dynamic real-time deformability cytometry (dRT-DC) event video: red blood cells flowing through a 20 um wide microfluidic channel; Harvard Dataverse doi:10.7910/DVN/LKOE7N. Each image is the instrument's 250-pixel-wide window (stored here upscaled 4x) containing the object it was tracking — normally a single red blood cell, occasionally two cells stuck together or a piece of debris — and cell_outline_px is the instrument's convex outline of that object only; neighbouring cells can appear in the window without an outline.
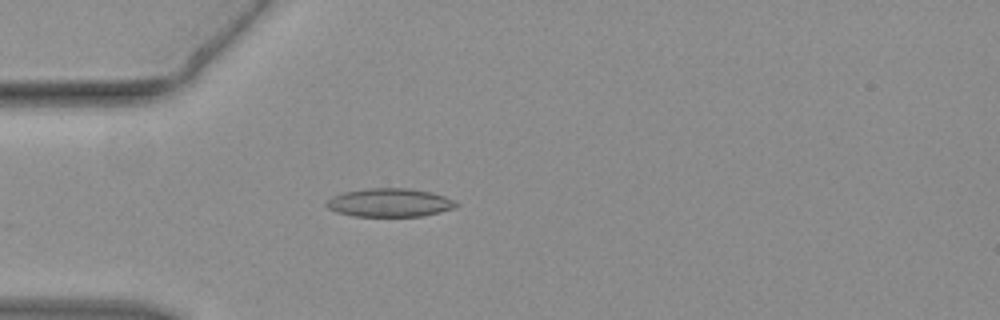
{"species": "common noctule bat (a hibernating species)", "species_latin": "Nyctalus noctula", "temperature_condition": "warm", "stored_images_in_passage": 44, "camera_frame_rate_fps": 3000, "um_per_image_px": 0.085, "animal": {"sex": "female", "body_mass_g": 19.3, "forearm_length_mm": 54.1}, "frame": {"image": 1, "passage_image": 12, "time_ms": 3.667, "image_size_px": [1000, 320], "cell_outline_px": [[460, 204], [452, 208], [440, 212], [424, 216], [352, 216], [336, 212], [328, 208], [324, 204], [332, 196], [344, 192], [368, 188], [408, 188], [432, 192], [444, 196]], "centroid_in_image_um": [33.1, 17.22], "position_along_channel_um": 51.9, "area_um2": 21.5}}
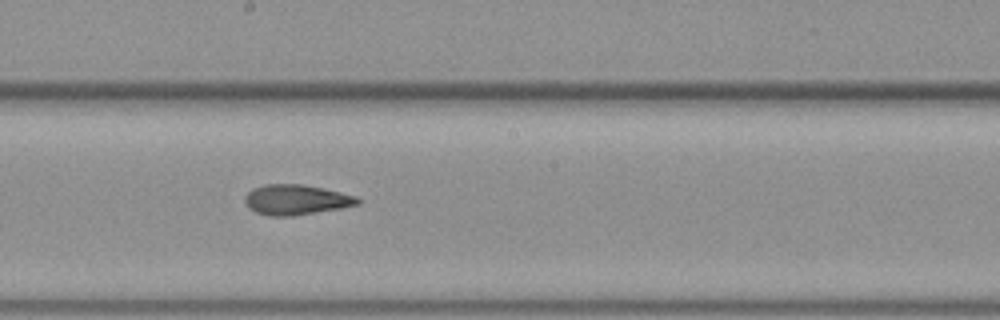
{"frame": {"image": 2, "passage_image": 24, "time_ms": 7.667, "image_size_px": [1000, 320], "cell_outline_px": [[360, 204], [340, 208], [292, 216], [268, 216], [256, 212], [248, 208], [244, 200], [244, 196], [252, 188], [264, 184], [300, 184], [324, 188], [356, 196], [360, 200]], "centroid_in_image_um": [25.13, 16.97], "position_along_channel_um": 223.1, "area_um2": 19.88}}
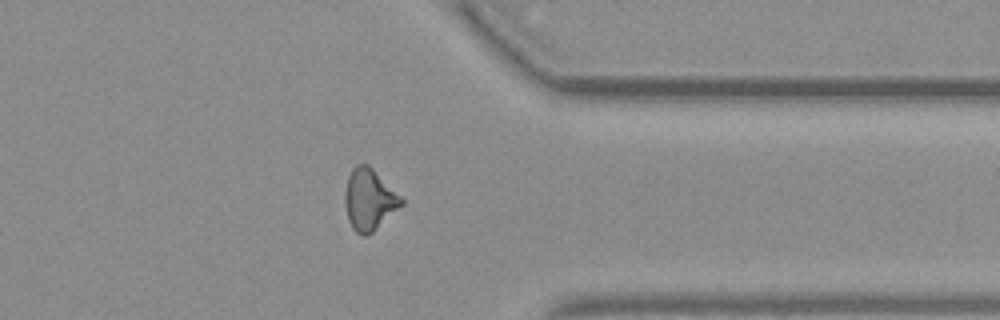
{"frame": {"image": 3, "passage_image": 35, "time_ms": 11.333, "image_size_px": [1000, 320], "cell_outline_px": [[404, 204], [372, 232], [364, 236], [360, 236], [352, 228], [348, 220], [344, 204], [344, 192], [348, 176], [352, 168], [356, 164], [368, 164], [404, 200]], "centroid_in_image_um": [31.35, 16.97], "position_along_channel_um": 380.0, "area_um2": 20.11}}